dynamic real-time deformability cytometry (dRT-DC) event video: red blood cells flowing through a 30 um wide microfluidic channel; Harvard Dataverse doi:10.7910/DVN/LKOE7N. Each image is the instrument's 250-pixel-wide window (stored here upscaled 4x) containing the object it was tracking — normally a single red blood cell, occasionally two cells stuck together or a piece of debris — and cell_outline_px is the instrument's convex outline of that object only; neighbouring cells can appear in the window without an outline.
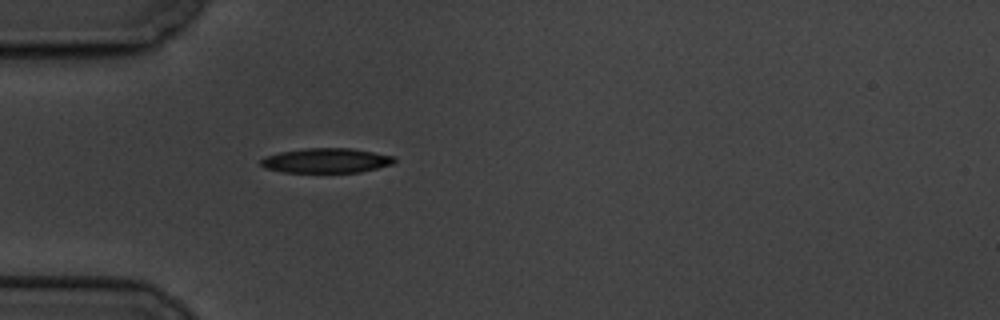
{"species": "common noctule bat (a hibernating species)", "species_latin": "Nyctalus noctula", "temperature_condition": "cold", "stored_images_in_passage": 1, "camera_frame_rate_fps": 3000, "um_per_image_px": 0.085, "animal": {"sex": "male", "body_mass_g": 19.5, "forearm_length_mm": 54.6}, "frame": {"image": 1, "passage_image": 1, "time_ms": 0.0, "image_size_px": [1000, 320], "cell_outline_px": [[396, 160], [392, 164], [360, 172], [284, 172], [264, 168], [260, 164], [260, 160], [264, 156], [280, 152], [308, 148], [352, 148], [392, 156]], "centroid_in_image_um": [27.68, 13.64], "position_along_channel_um": 57.3, "area_um2": 19.07}}